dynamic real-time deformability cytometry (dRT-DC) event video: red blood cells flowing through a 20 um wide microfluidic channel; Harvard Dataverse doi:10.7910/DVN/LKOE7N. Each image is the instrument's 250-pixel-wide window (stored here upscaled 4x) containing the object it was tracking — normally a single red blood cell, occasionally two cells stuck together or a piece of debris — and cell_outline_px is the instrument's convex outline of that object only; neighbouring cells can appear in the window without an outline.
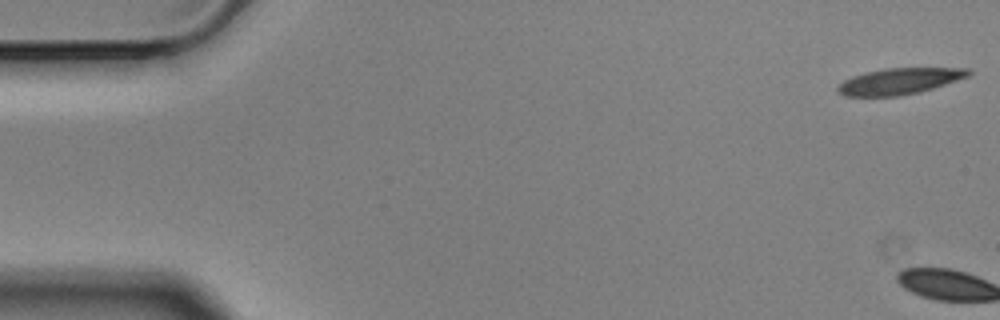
{"species": "Egyptian fruit bat (a non-hibernating species)", "species_latin": "Rousettus aegyptiacus", "temperature_condition": "cold", "stored_images_in_passage": 3, "camera_frame_rate_fps": 3000, "um_per_image_px": 0.085, "animal": {"sex": "male"}, "frame": {"image": 1, "passage_image": 1, "time_ms": 0.0, "image_size_px": [1000, 320], "cell_outline_px": [[972, 72], [968, 76], [920, 92], [900, 96], [844, 96], [836, 92], [836, 88], [844, 80], [852, 76], [884, 68], [968, 68]], "centroid_in_image_um": [76.41, 6.91], "position_along_channel_um": 8.6, "area_um2": 19.83}}